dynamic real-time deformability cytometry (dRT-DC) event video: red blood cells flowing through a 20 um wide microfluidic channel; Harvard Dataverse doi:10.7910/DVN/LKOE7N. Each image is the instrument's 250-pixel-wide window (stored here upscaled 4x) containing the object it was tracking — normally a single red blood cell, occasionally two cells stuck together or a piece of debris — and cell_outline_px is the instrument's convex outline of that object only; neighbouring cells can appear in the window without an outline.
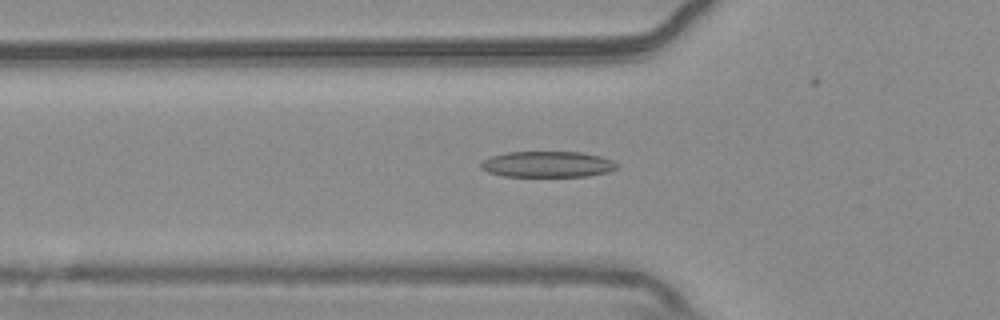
{"species": "common noctule bat (a hibernating species)", "species_latin": "Nyctalus noctula", "temperature_condition": "warm", "stored_images_in_passage": 52, "camera_frame_rate_fps": 3000, "um_per_image_px": 0.085, "animal": {"sex": "male", "body_mass_g": 20.4}, "frame": {"image": 1, "passage_image": 15, "time_ms": 4.667, "image_size_px": [1000, 320], "cell_outline_px": [[616, 168], [608, 172], [588, 176], [504, 176], [488, 172], [480, 168], [480, 164], [484, 160], [492, 156], [508, 152], [580, 152], [600, 156], [612, 160], [616, 164]], "centroid_in_image_um": [46.52, 13.96], "position_along_channel_um": 79.3, "area_um2": 20.4}}
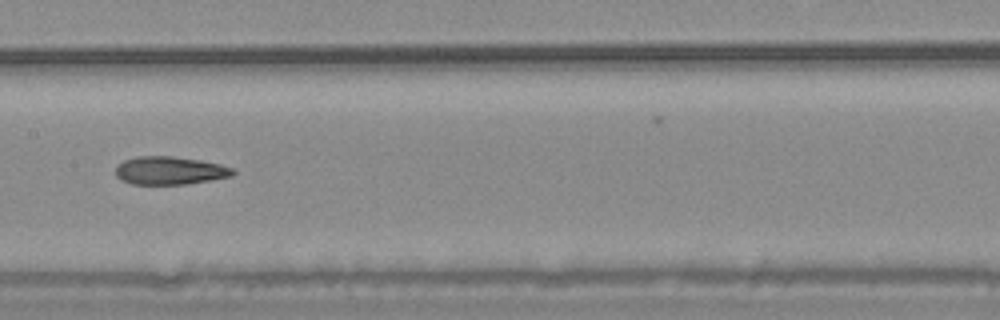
{"frame": {"image": 2, "passage_image": 24, "time_ms": 7.667, "image_size_px": [1000, 320], "cell_outline_px": [[236, 172], [232, 176], [212, 180], [188, 184], [132, 184], [116, 176], [116, 168], [124, 160], [136, 156], [172, 156], [200, 160], [220, 164], [232, 168]], "centroid_in_image_um": [14.47, 14.5], "position_along_channel_um": 192.9, "area_um2": 19.13}}
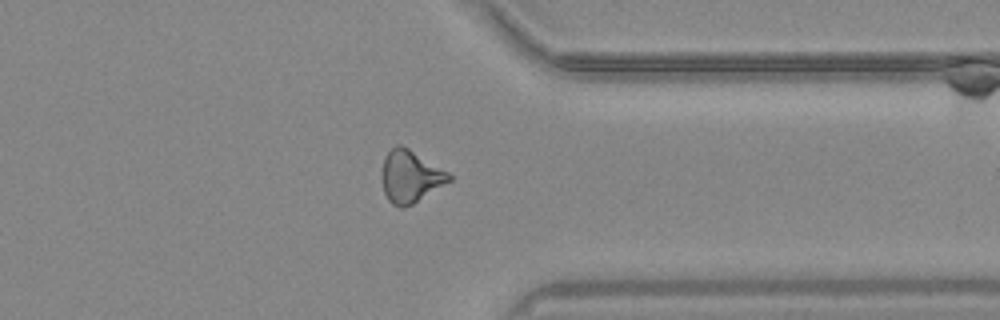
{"frame": {"image": 3, "passage_image": 39, "time_ms": 12.667, "image_size_px": [1000, 320], "cell_outline_px": [[452, 180], [412, 204], [404, 208], [400, 208], [392, 204], [388, 200], [384, 192], [380, 176], [384, 160], [388, 152], [396, 144], [400, 144], [408, 148], [448, 172], [452, 176]], "centroid_in_image_um": [34.85, 15.01], "position_along_channel_um": 376.5, "area_um2": 20.35}, "authors_computed_cell_mechanics": {"area_um2": 19.9121, "velocity_mm_per_s": 3.7625, "shape_relaxation_time_tau1_ms": null, "shape_relaxation_time_tau2_ms": 5.0055, "deformation_change_tau1": null, "deformation_change_tau2": 0.1551}}